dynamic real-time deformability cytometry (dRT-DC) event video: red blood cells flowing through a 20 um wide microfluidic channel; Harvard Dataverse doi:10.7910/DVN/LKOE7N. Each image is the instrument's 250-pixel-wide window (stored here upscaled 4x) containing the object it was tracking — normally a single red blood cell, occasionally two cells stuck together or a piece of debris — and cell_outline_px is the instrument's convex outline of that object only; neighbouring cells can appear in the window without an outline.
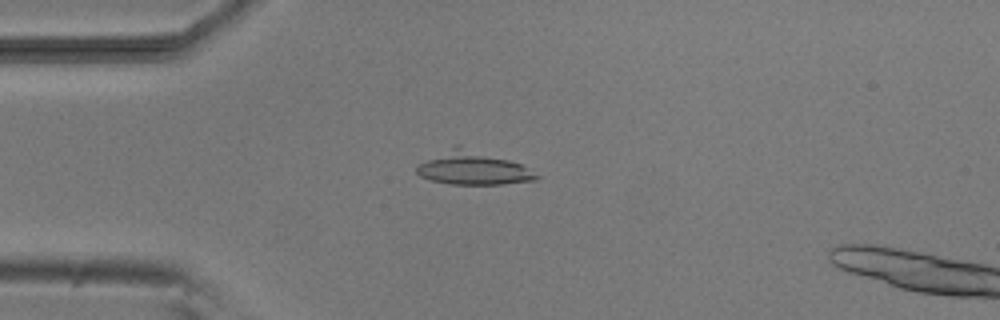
{"species": "common noctule bat (a hibernating species)", "species_latin": "Nyctalus noctula", "temperature_condition": "room temperature", "stored_images_in_passage": 5, "camera_frame_rate_fps": 3000, "um_per_image_px": 0.085, "animal": {"sex": "male", "body_mass_g": 20.5, "forearm_length_mm": 52.5}, "frame": {"image": 1, "passage_image": 4, "time_ms": 3.333, "image_size_px": [1000, 320], "cell_outline_px": [[540, 176], [536, 180], [504, 184], [448, 184], [432, 180], [420, 176], [416, 172], [416, 164], [456, 144], [460, 144], [520, 164]], "centroid_in_image_um": [40.15, 14.28], "position_along_channel_um": 44.9, "area_um2": 23.18}}